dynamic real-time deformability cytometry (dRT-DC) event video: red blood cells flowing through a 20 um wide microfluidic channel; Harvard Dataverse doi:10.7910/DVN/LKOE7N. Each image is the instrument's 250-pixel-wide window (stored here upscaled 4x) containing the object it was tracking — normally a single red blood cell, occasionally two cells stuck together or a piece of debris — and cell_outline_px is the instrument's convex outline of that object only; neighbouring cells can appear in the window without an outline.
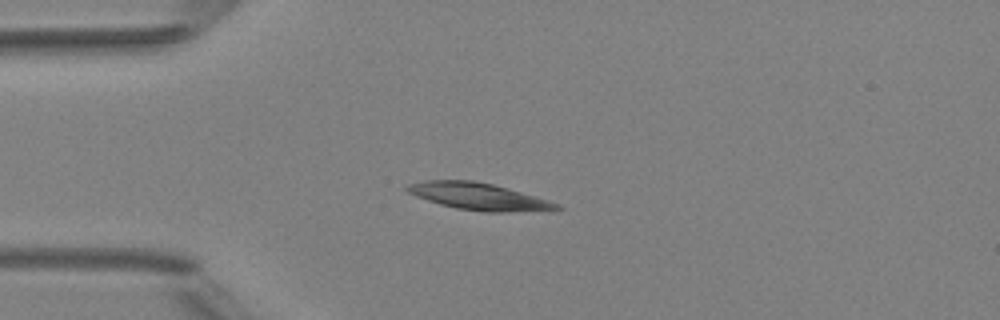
{"species": "Egyptian fruit bat (a non-hibernating species)", "species_latin": "Rousettus aegyptiacus", "temperature_condition": "room temperature", "stored_images_in_passage": 4, "camera_frame_rate_fps": 3000, "um_per_image_px": 0.085, "animal": {"sex": "female"}, "frame": {"image": 1, "passage_image": 4, "time_ms": 4.0, "image_size_px": [1000, 320], "cell_outline_px": [[564, 208], [552, 212], [484, 212], [456, 208], [440, 204], [416, 196], [408, 192], [404, 188], [408, 184], [428, 180], [472, 180], [492, 184], [508, 188], [548, 200], [560, 204]], "centroid_in_image_um": [40.8, 16.72], "position_along_channel_um": 44.2, "area_um2": 23.81}}